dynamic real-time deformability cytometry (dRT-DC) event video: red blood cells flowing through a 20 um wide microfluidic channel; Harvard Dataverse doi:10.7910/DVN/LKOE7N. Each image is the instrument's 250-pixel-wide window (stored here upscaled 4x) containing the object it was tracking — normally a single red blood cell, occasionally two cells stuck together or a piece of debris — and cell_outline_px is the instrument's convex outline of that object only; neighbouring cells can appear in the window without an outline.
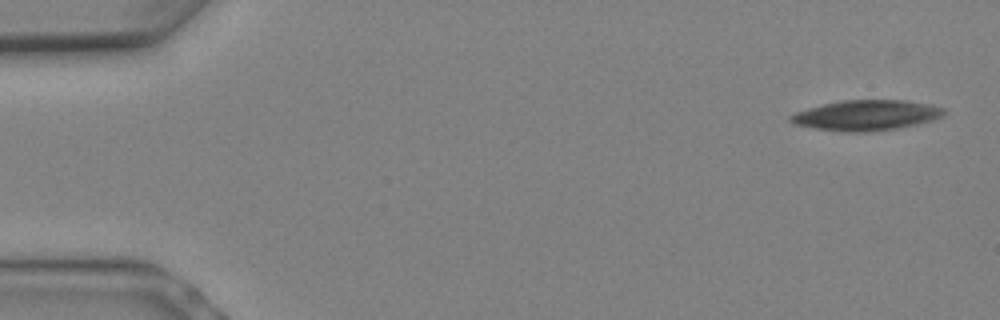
{"species": "Egyptian fruit bat (a non-hibernating species)", "species_latin": "Rousettus aegyptiacus", "temperature_condition": "warm", "stored_images_in_passage": 9, "camera_frame_rate_fps": 3000, "um_per_image_px": 0.085, "animal": {"sex": "female"}, "frame": {"image": 1, "passage_image": 1, "time_ms": 0.0, "image_size_px": [1000, 320], "cell_outline_px": [[948, 112], [944, 116], [932, 120], [916, 124], [896, 128], [868, 132], [848, 132], [816, 128], [796, 124], [788, 120], [788, 116], [796, 112], [808, 108], [824, 104], [844, 100], [904, 100], [928, 104], [944, 108]], "centroid_in_image_um": [73.66, 9.79], "position_along_channel_um": 11.3, "area_um2": 26.93}}
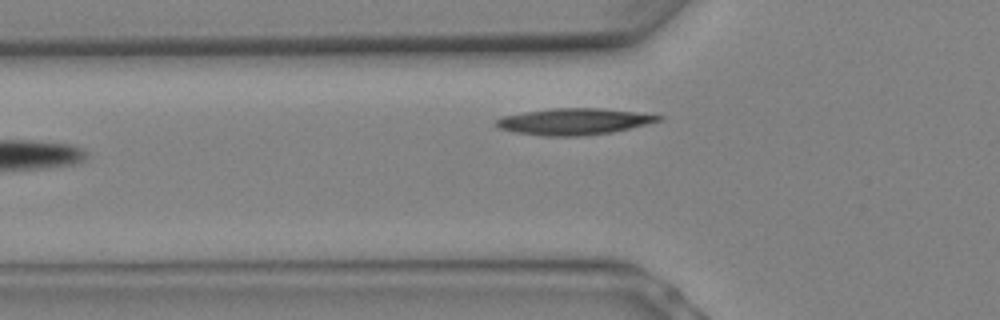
{"frame": {"image": 2, "passage_image": 9, "time_ms": 2.667, "image_size_px": [1000, 320], "cell_outline_px": [[664, 116], [660, 120], [612, 132], [584, 136], [540, 136], [512, 132], [500, 128], [496, 124], [496, 120], [504, 116], [524, 112], [552, 108], [600, 108], [636, 112]], "centroid_in_image_um": [48.74, 10.33], "position_along_channel_um": 77.1, "area_um2": 24.8}}